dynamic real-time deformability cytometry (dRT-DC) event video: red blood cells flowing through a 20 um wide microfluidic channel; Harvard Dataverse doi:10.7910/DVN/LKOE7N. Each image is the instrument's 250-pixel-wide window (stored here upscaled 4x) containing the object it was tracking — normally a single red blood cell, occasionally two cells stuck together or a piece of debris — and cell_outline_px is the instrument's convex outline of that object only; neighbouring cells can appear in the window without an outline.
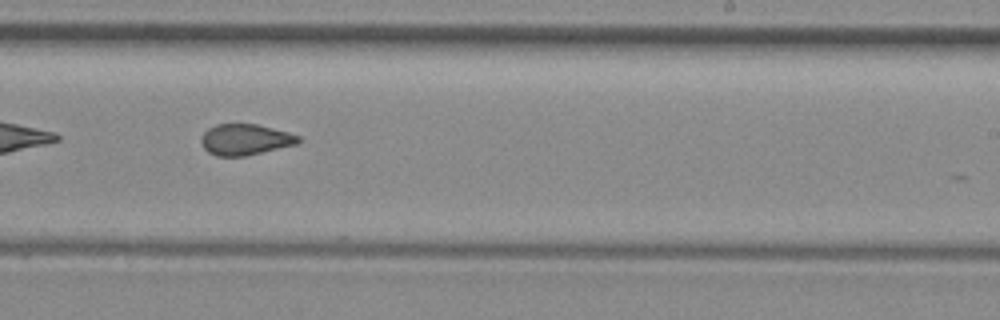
{"species": "common noctule bat (a hibernating species)", "species_latin": "Nyctalus noctula", "temperature_condition": "room temperature", "stored_images_in_passage": 36, "camera_frame_rate_fps": 3000, "um_per_image_px": 0.085, "animal": {"sex": "female", "body_mass_g": 29.2, "forearm_length_mm": 56.3}, "frame": {"image": 1, "passage_image": 16, "time_ms": 5.0, "image_size_px": [1000, 320], "cell_outline_px": [[300, 140], [296, 144], [248, 156], [216, 156], [208, 152], [204, 148], [200, 140], [204, 132], [208, 128], [216, 124], [256, 124], [288, 132], [300, 136]], "centroid_in_image_um": [20.83, 11.87], "position_along_channel_um": 268.2, "area_um2": 17.57}, "authors_computed_cell_mechanics": {"area_um2": 17.918, "velocity_mm_per_s": 3.9997, "shape_relaxation_time_tau1_ms": null, "shape_relaxation_time_tau2_ms": 1.3511, "deformation_change_tau1": null, "deformation_change_tau2": 0.0677}}